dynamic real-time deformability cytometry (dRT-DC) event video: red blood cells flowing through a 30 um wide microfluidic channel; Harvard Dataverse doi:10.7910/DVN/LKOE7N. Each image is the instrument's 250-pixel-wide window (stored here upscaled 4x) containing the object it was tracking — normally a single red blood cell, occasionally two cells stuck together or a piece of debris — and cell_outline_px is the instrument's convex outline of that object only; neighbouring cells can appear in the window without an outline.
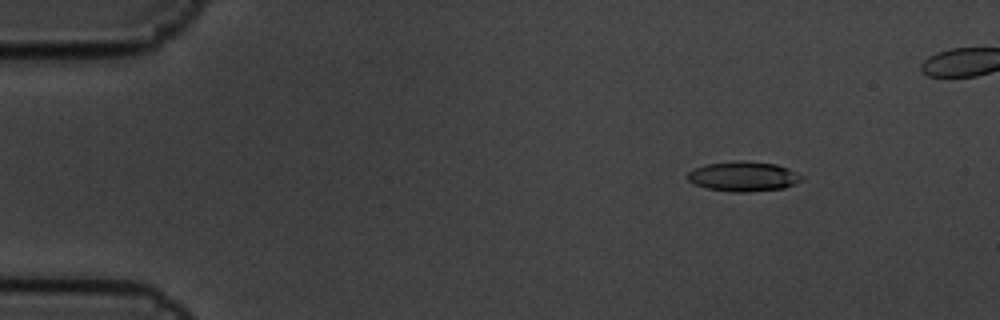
{"species": "common noctule bat (a hibernating species)", "species_latin": "Nyctalus noctula", "temperature_condition": "cold", "stored_images_in_passage": 5, "camera_frame_rate_fps": 3000, "um_per_image_px": 0.085, "animal": {"sex": "male", "body_mass_g": 19.5, "forearm_length_mm": 54.6}, "frame": {"image": 1, "passage_image": 1, "time_ms": 0.0, "image_size_px": [1000, 320], "cell_outline_px": [[804, 176], [800, 180], [784, 188], [748, 192], [732, 192], [708, 188], [696, 184], [688, 180], [688, 172], [696, 168], [708, 164], [776, 164], [788, 168]], "centroid_in_image_um": [63.22, 15.05], "position_along_channel_um": 21.8, "area_um2": 18.55}}
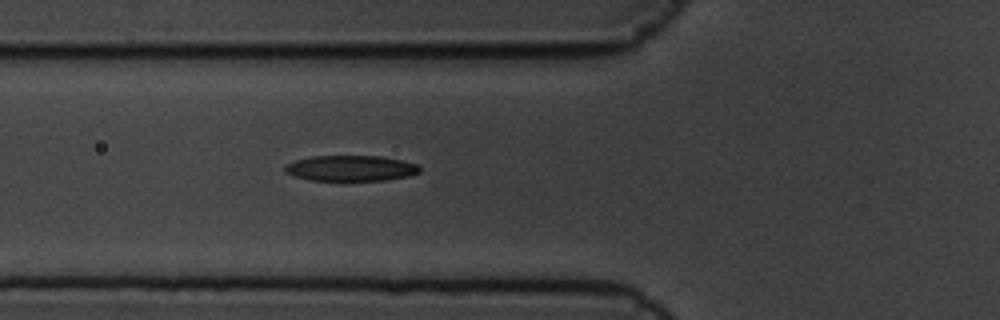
{"frame": {"image": 2, "passage_image": 5, "time_ms": 1.333, "image_size_px": [1000, 320], "cell_outline_px": [[420, 172], [408, 176], [384, 180], [308, 180], [284, 172], [284, 164], [296, 160], [312, 156], [380, 156], [404, 160], [416, 164], [420, 168]], "centroid_in_image_um": [29.8, 14.29], "position_along_channel_um": 96.0, "area_um2": 20.11}}